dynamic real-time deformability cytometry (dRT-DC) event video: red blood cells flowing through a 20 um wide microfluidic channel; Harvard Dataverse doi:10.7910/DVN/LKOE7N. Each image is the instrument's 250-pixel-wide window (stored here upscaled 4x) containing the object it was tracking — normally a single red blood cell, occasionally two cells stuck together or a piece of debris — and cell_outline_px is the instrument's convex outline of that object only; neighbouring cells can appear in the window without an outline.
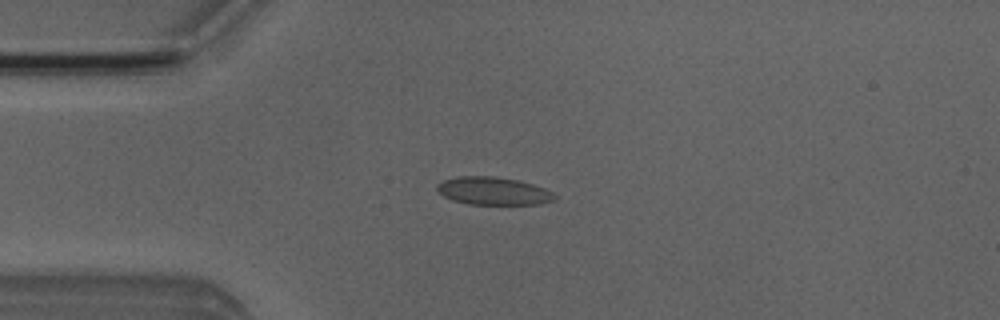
{"species": "Egyptian fruit bat (a non-hibernating species)", "species_latin": "Rousettus aegyptiacus", "temperature_condition": "room temperature", "stored_images_in_passage": 6, "camera_frame_rate_fps": 3000, "um_per_image_px": 0.085, "animal": {"sex": "male"}, "frame": {"image": 1, "passage_image": 4, "time_ms": 3.667, "image_size_px": [1000, 320], "cell_outline_px": [[556, 196], [552, 200], [540, 204], [468, 204], [452, 200], [436, 192], [436, 184], [444, 180], [456, 176], [496, 176], [516, 180], [532, 184], [544, 188], [552, 192]], "centroid_in_image_um": [41.87, 16.23], "position_along_channel_um": 43.1, "area_um2": 19.07}}